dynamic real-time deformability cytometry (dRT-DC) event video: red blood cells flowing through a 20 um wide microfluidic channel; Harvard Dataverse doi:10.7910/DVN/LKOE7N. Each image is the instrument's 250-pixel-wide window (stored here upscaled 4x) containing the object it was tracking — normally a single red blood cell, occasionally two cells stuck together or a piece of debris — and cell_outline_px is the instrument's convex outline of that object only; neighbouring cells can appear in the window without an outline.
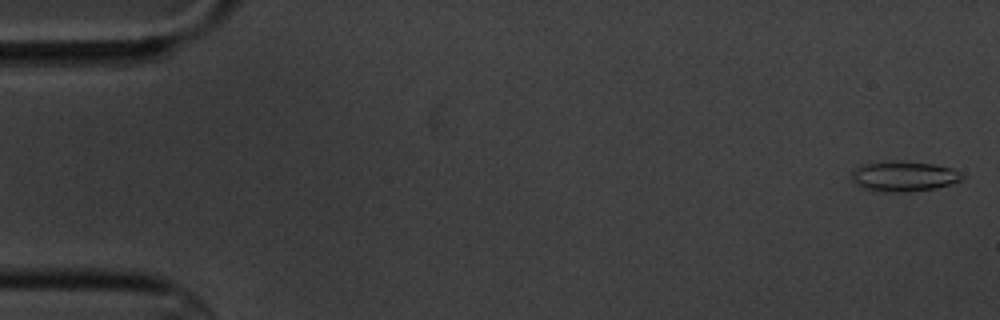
{"species": "common noctule bat (a hibernating species)", "species_latin": "Nyctalus noctula", "temperature_condition": "cold", "stored_images_in_passage": 17, "camera_frame_rate_fps": 3000, "um_per_image_px": 0.085, "animal": {"sex": "male", "body_mass_g": 20.1, "forearm_length_mm": 53.5}, "frame": {"image": 1, "passage_image": 1, "time_ms": 0.0, "image_size_px": [1000, 320], "cell_outline_px": [[968, 176], [964, 180], [936, 188], [908, 192], [884, 192], [864, 188], [856, 184], [852, 180], [852, 172], [856, 168], [868, 160], [900, 160], [932, 164], [952, 168]], "centroid_in_image_um": [76.83, 14.96], "position_along_channel_um": 8.2, "area_um2": 20.11}}
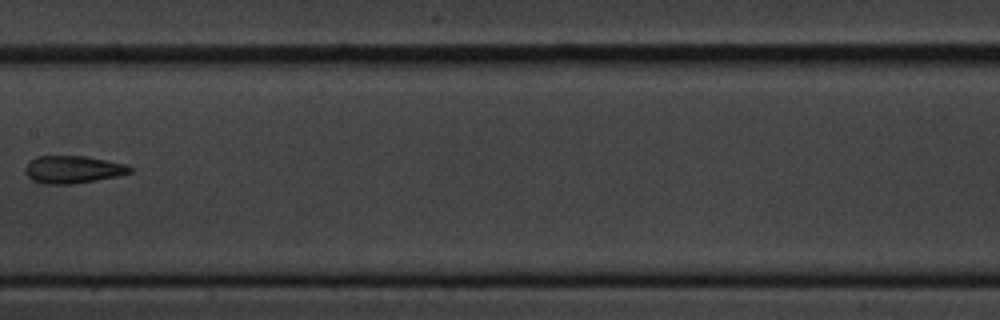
{"frame": {"image": 2, "passage_image": 9, "time_ms": 9.333, "image_size_px": [1000, 320], "cell_outline_px": [[136, 168], [132, 172], [116, 176], [96, 180], [72, 184], [44, 184], [32, 180], [24, 172], [24, 168], [36, 156], [84, 156], [124, 164]], "centroid_in_image_um": [6.19, 14.41], "position_along_channel_um": 201.2, "area_um2": 16.7}}
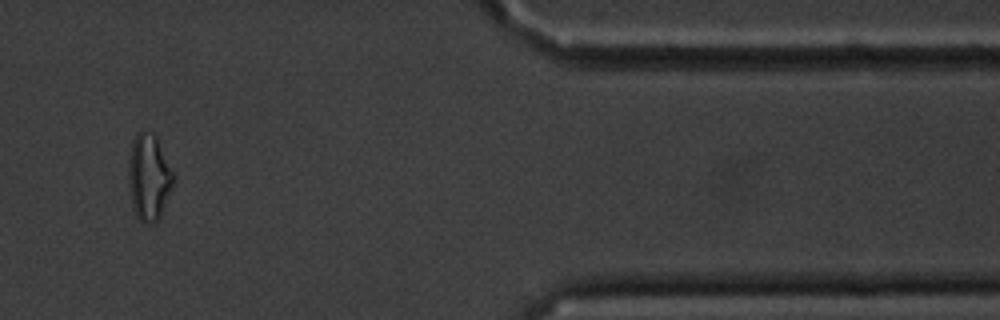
{"frame": {"image": 3, "passage_image": 15, "time_ms": 16.0, "image_size_px": [1000, 320], "cell_outline_px": [[176, 180], [160, 216], [152, 224], [148, 224], [140, 220], [136, 216], [132, 204], [128, 184], [128, 160], [132, 144], [140, 128], [152, 132], [156, 136], [176, 176]], "centroid_in_image_um": [12.67, 15.04], "position_along_channel_um": 398.7, "area_um2": 22.95}, "authors_computed_cell_mechanics": {"area_um2": 17.629, "velocity_mm_per_s": 3.4987, "shape_relaxation_time_tau1_ms": null, "shape_relaxation_time_tau2_ms": 3.4393, "deformation_change_tau1": null, "deformation_change_tau2": 0.1241}}